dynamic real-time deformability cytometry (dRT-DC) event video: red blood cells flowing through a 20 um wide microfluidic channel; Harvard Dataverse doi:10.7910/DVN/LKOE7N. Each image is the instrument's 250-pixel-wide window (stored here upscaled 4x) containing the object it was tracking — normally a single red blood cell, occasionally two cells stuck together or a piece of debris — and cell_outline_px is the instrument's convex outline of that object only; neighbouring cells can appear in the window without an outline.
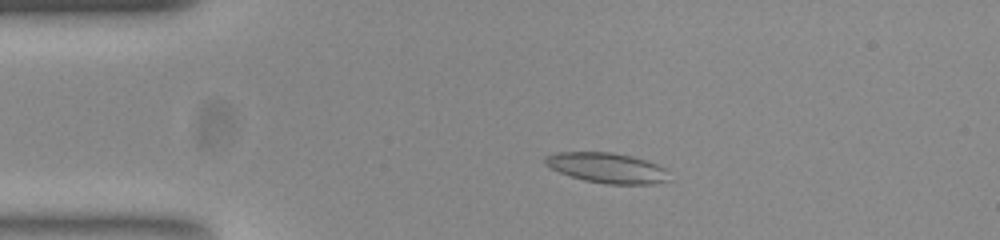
{"species": "common noctule bat (a hibernating species)", "species_latin": "Nyctalus noctula", "temperature_condition": "room temperature", "stored_images_in_passage": 54, "camera_frame_rate_fps": 3000, "um_per_image_px": 0.085, "animal": {"sex": "female", "body_mass_g": 23.0, "forearm_length_mm": 53.4}, "frame": {"image": 1, "passage_image": 11, "time_ms": 3.333, "image_size_px": [1000, 240], "cell_outline_px": [[668, 180], [652, 184], [608, 184], [584, 180], [560, 172], [544, 164], [544, 156], [556, 152], [612, 152], [632, 156], [656, 164], [664, 168]], "centroid_in_image_um": [51.55, 14.26], "position_along_channel_um": 33.5, "area_um2": 21.56}}
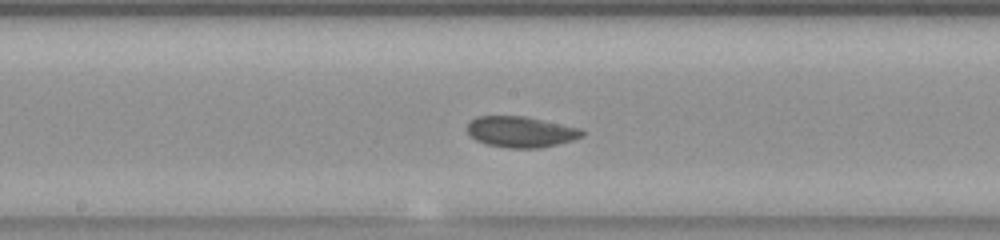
{"frame": {"image": 2, "passage_image": 28, "time_ms": 9.0, "image_size_px": [1000, 240], "cell_outline_px": [[584, 136], [572, 140], [556, 144], [536, 148], [512, 148], [488, 144], [476, 140], [468, 132], [468, 124], [476, 116], [528, 116], [580, 128], [584, 132]], "centroid_in_image_um": [44.29, 11.19], "position_along_channel_um": 203.9, "area_um2": 20.52}}
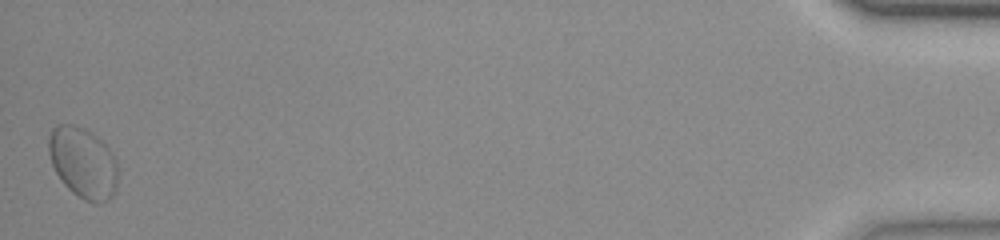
{"frame": {"image": 3, "passage_image": 54, "time_ms": 17.667, "image_size_px": [1000, 240], "cell_outline_px": [[116, 188], [112, 196], [108, 200], [96, 204], [84, 200], [72, 192], [60, 180], [52, 164], [48, 152], [48, 140], [52, 128], [56, 124], [72, 124], [84, 128], [92, 132], [108, 148], [116, 164]], "centroid_in_image_um": [7.02, 13.83], "position_along_channel_um": 428.2, "area_um2": 28.44}, "authors_computed_cell_mechanics": {"area_um2": 20.9236, "velocity_mm_per_s": 3.727, "shape_relaxation_time_tau1_ms": 5.9401, "shape_relaxation_time_tau2_ms": 1.8307, "deformation_change_tau1": 0.1073, "deformation_change_tau2": 0.0547}}